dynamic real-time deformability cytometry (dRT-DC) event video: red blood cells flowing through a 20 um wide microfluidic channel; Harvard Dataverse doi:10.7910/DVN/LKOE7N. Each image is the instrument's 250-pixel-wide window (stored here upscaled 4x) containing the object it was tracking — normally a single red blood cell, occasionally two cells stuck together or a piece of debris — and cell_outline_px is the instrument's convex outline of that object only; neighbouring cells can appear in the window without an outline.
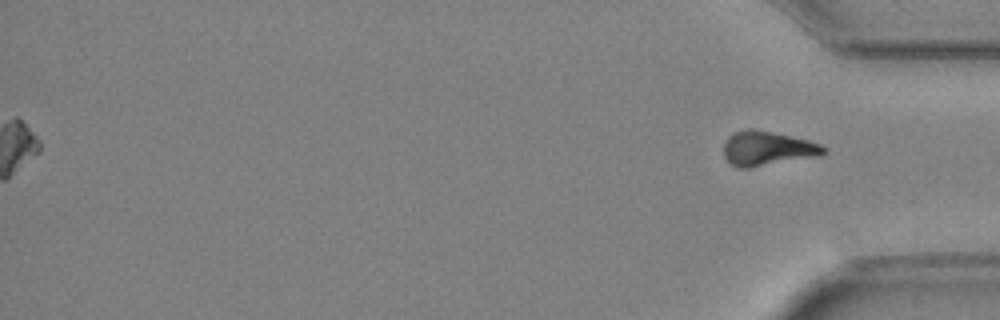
{"species": "Egyptian fruit bat (a non-hibernating species)", "species_latin": "Rousettus aegyptiacus", "temperature_condition": "cold", "stored_images_in_passage": 44, "segment_of_instrument_passage": [2, 2], "camera_frame_rate_fps": 3000, "um_per_image_px": 0.085, "animal": {"sex": "female"}, "frame": {"image": 1, "passage_image": 44, "time_ms": 14.333, "image_size_px": [1000, 320], "cell_outline_px": [[828, 152], [820, 156], [748, 168], [736, 168], [724, 156], [724, 144], [728, 136], [732, 132], [748, 128], [752, 128], [792, 136], [808, 140], [820, 144], [828, 148]], "centroid_in_image_um": [65.25, 12.61], "position_along_channel_um": 370.0, "area_um2": 20.29}}